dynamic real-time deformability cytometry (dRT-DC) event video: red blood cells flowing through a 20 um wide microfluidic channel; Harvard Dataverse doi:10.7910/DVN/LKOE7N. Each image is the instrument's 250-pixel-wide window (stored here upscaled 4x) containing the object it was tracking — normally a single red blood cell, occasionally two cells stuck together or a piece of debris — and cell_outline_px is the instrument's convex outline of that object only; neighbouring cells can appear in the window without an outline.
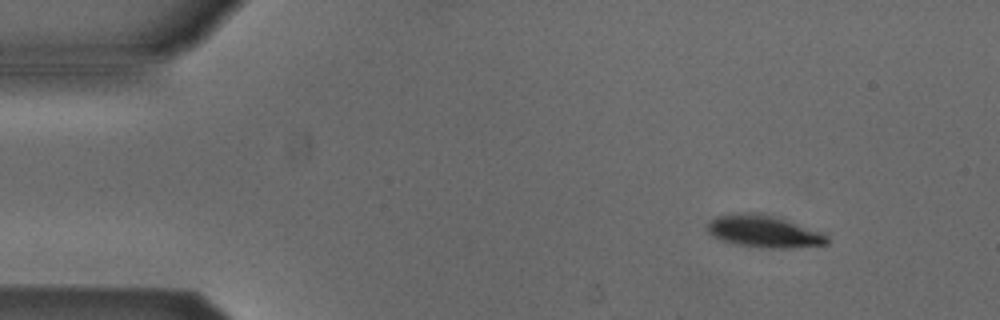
{"species": "Egyptian fruit bat (a non-hibernating species)", "species_latin": "Rousettus aegyptiacus", "temperature_condition": "cold", "stored_images_in_passage": 3, "camera_frame_rate_fps": 3000, "um_per_image_px": 0.085, "animal": {"sex": "male"}, "frame": {"image": 1, "passage_image": 1, "time_ms": 0.0, "image_size_px": [1000, 320], "cell_outline_px": [[828, 244], [796, 248], [760, 248], [736, 244], [720, 240], [712, 236], [708, 232], [708, 224], [716, 216], [744, 212], [748, 212], [768, 216], [784, 220], [820, 232], [828, 236]], "centroid_in_image_um": [64.9, 19.7], "position_along_channel_um": 20.1, "area_um2": 21.96}}
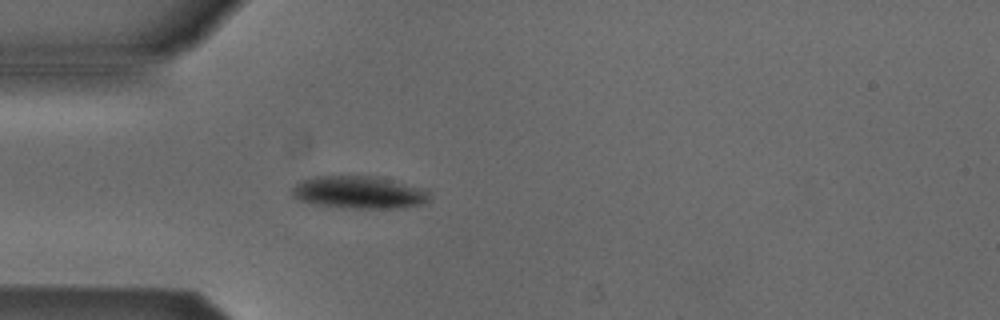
{"frame": {"image": 2, "passage_image": 3, "time_ms": 0.667, "image_size_px": [1000, 320], "cell_outline_px": [[428, 200], [424, 204], [404, 208], [344, 208], [316, 204], [296, 200], [292, 196], [292, 188], [300, 180], [312, 176], [368, 176], [392, 180], [428, 192]], "centroid_in_image_um": [30.42, 16.36], "position_along_channel_um": 54.6, "area_um2": 25.84}}